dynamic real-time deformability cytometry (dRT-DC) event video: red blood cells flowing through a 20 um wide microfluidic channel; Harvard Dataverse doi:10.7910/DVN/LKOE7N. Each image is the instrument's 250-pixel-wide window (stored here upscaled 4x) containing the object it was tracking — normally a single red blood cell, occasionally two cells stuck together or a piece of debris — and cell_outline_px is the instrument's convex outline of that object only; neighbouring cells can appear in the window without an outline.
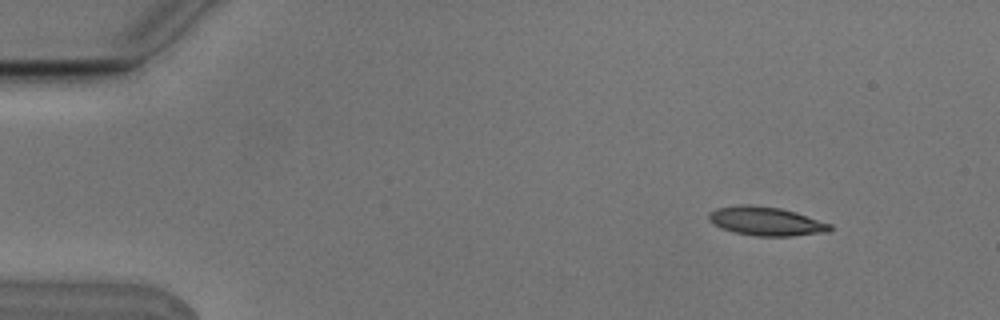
{"species": "Egyptian fruit bat (a non-hibernating species)", "species_latin": "Rousettus aegyptiacus", "temperature_condition": "cold", "stored_images_in_passage": 6, "camera_frame_rate_fps": 3000, "um_per_image_px": 0.085, "animal": {"sex": "male"}, "frame": {"image": 1, "passage_image": 2, "time_ms": 0.333, "image_size_px": [1000, 320], "cell_outline_px": [[832, 228], [828, 232], [792, 236], [756, 236], [736, 232], [720, 228], [708, 220], [708, 212], [716, 208], [740, 204], [748, 204], [780, 208], [796, 212], [832, 224]], "centroid_in_image_um": [65.1, 18.8], "position_along_channel_um": 19.9, "area_um2": 20.46}}
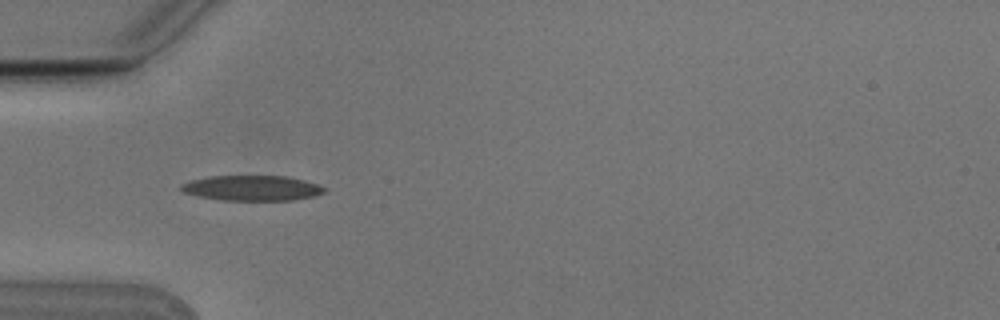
{"frame": {"image": 2, "passage_image": 5, "time_ms": 1.333, "image_size_px": [1000, 320], "cell_outline_px": [[328, 188], [324, 192], [312, 196], [292, 200], [220, 200], [196, 196], [184, 192], [180, 188], [180, 184], [192, 180], [208, 176], [288, 176], [304, 180]], "centroid_in_image_um": [21.4, 15.98], "position_along_channel_um": 63.6, "area_um2": 21.04}}